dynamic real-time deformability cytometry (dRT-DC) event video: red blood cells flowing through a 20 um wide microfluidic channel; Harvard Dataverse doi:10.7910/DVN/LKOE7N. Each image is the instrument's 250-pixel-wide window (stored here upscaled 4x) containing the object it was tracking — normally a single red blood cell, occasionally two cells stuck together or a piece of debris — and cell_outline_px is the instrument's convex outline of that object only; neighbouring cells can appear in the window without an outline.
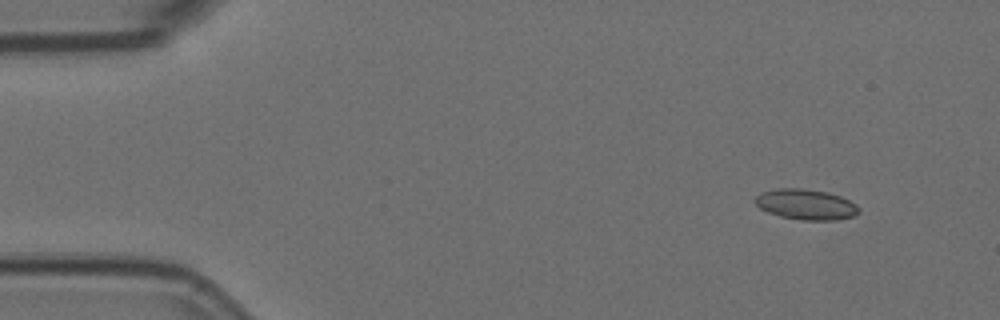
{"species": "Egyptian fruit bat (a non-hibernating species)", "species_latin": "Rousettus aegyptiacus", "temperature_condition": "room temperature", "stored_images_in_passage": 4, "camera_frame_rate_fps": 3000, "um_per_image_px": 0.085, "animal": {"sex": "female"}, "frame": {"image": 1, "passage_image": 1, "time_ms": 0.0, "image_size_px": [1000, 320], "cell_outline_px": [[860, 212], [852, 216], [836, 220], [800, 220], [780, 216], [768, 212], [760, 208], [752, 200], [760, 192], [776, 188], [800, 188], [828, 192], [840, 196], [856, 204], [860, 208]], "centroid_in_image_um": [68.48, 17.37], "position_along_channel_um": 16.5, "area_um2": 18.55}}
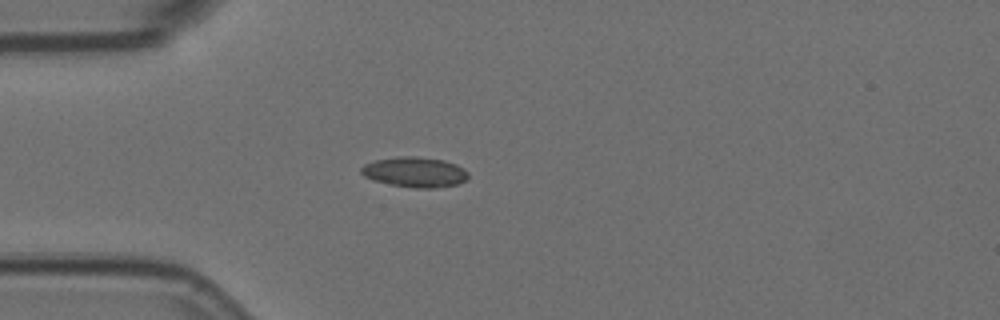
{"frame": {"image": 2, "passage_image": 4, "time_ms": 1.0, "image_size_px": [1000, 320], "cell_outline_px": [[468, 176], [464, 180], [456, 184], [436, 188], [416, 188], [392, 184], [372, 180], [364, 176], [360, 172], [360, 168], [364, 164], [376, 160], [396, 156], [416, 156], [444, 160], [456, 164], [464, 168], [468, 172]], "centroid_in_image_um": [35.24, 14.61], "position_along_channel_um": 49.8, "area_um2": 18.84}}